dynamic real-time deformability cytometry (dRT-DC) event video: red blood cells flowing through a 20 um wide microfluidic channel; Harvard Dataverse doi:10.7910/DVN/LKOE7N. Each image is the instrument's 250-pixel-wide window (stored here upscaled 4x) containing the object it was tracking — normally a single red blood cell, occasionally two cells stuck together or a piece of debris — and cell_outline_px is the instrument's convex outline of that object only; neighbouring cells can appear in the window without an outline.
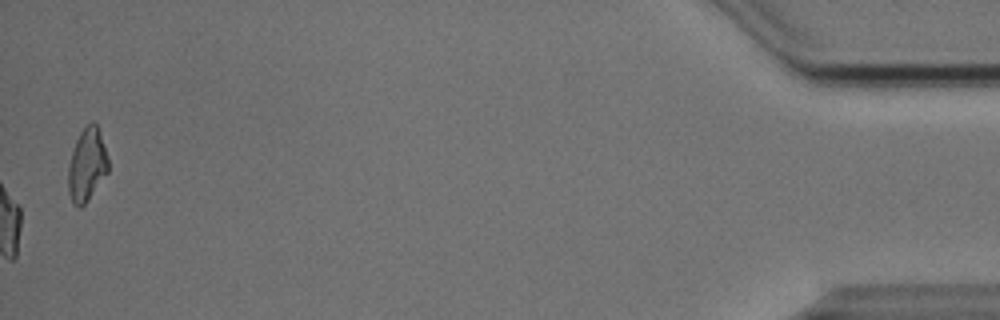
{"species": "Egyptian fruit bat (a non-hibernating species)", "species_latin": "Rousettus aegyptiacus", "temperature_condition": "cold", "stored_images_in_passage": 54, "camera_frame_rate_fps": 3000, "um_per_image_px": 0.085, "animal": {"sex": "male"}, "frame": {"image": 1, "passage_image": 54, "time_ms": 17.667, "image_size_px": [1000, 320], "cell_outline_px": [[108, 172], [88, 200], [80, 208], [72, 204], [68, 192], [68, 168], [72, 152], [76, 140], [80, 132], [92, 120], [96, 124], [100, 132], [108, 156]], "centroid_in_image_um": [7.39, 14.02], "position_along_channel_um": 427.8, "area_um2": 17.05}, "authors_computed_cell_mechanics": {"area_um2": 21.2704, "velocity_mm_per_s": 3.8391, "shape_relaxation_time_tau1_ms": 6.443, "shape_relaxation_time_tau2_ms": 7.5651, "deformation_change_tau1": 0.1955, "deformation_change_tau2": 0.1659}}